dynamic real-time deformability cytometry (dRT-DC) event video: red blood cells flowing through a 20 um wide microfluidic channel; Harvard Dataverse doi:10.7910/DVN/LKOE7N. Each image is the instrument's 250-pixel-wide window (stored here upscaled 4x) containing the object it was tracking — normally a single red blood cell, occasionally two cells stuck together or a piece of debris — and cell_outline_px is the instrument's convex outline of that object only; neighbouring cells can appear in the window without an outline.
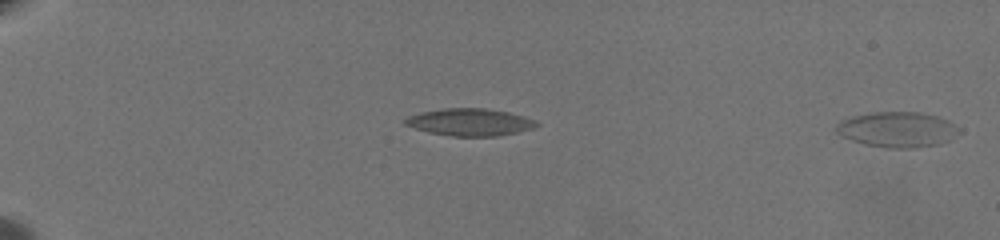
{"species": "common noctule bat (a hibernating species)", "species_latin": "Nyctalus noctula", "temperature_condition": "warm", "stored_images_in_passage": 70, "camera_frame_rate_fps": 3000, "um_per_image_px": 0.085, "animal": {"sex": "female", "body_mass_g": 19.5, "forearm_length_mm": 54.1}, "frame": {"image": 1, "passage_image": 1, "time_ms": 0.0, "image_size_px": [1000, 240], "cell_outline_px": [[960, 132], [948, 140], [936, 144], [908, 148], [892, 148], [868, 144], [852, 140], [836, 132], [836, 124], [844, 120], [856, 116], [876, 112], [916, 112], [932, 116], [944, 120], [952, 124]], "centroid_in_image_um": [76.24, 11.01], "position_along_channel_um": 8.8, "area_um2": 24.22}}
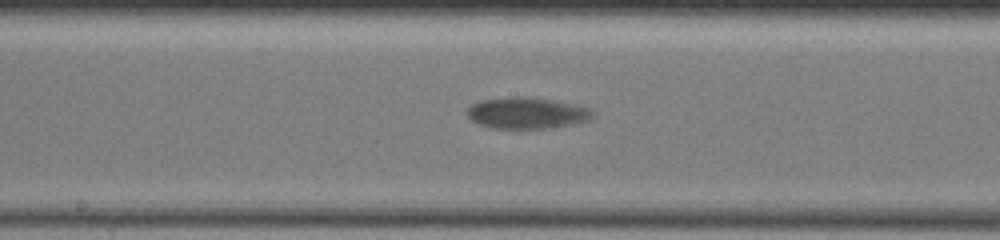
{"frame": {"image": 2, "passage_image": 42, "time_ms": 13.667, "image_size_px": [1000, 240], "cell_outline_px": [[592, 116], [588, 120], [572, 124], [552, 128], [488, 128], [472, 120], [468, 116], [468, 108], [472, 104], [480, 100], [528, 96], [552, 100], [572, 104], [588, 108], [592, 112]], "centroid_in_image_um": [44.76, 9.61], "position_along_channel_um": 203.4, "area_um2": 22.54}}
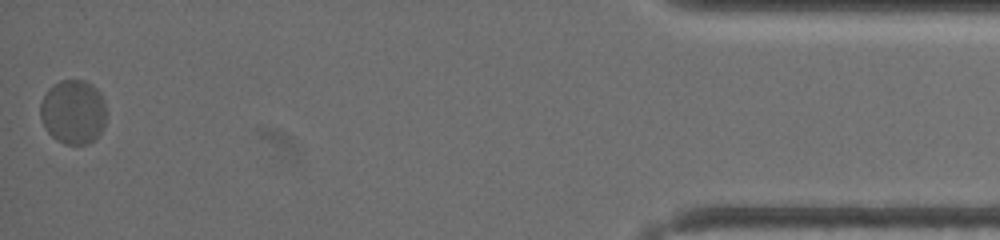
{"frame": {"image": 3, "passage_image": 70, "time_ms": 23.0, "image_size_px": [1000, 240], "cell_outline_px": [[104, 124], [100, 132], [88, 144], [64, 144], [56, 140], [44, 128], [40, 116], [40, 104], [48, 88], [60, 80], [84, 80], [92, 84], [100, 92], [104, 100]], "centroid_in_image_um": [6.19, 9.5], "position_along_channel_um": 429.0, "area_um2": 24.68}, "authors_computed_cell_mechanics": {"area_um2": 22.5131, "velocity_mm_per_s": 3.1881, "shape_relaxation_time_tau1_ms": 4.744, "shape_relaxation_time_tau2_ms": null, "deformation_change_tau1": 0.1493, "deformation_change_tau2": null}}